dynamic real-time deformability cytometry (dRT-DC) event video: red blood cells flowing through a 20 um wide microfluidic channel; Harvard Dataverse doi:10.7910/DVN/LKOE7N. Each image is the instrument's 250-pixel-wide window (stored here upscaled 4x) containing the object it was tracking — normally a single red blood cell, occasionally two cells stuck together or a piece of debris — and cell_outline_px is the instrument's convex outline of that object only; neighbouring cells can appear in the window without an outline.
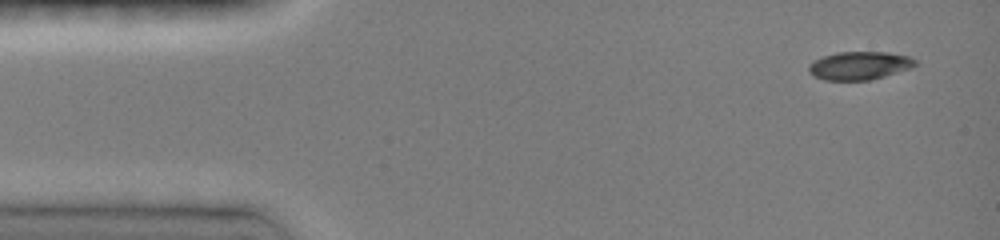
{"species": "common noctule bat (a hibernating species)", "species_latin": "Nyctalus noctula", "temperature_condition": "room temperature", "stored_images_in_passage": 12, "camera_frame_rate_fps": 3000, "um_per_image_px": 0.085, "animal": {"sex": "female", "body_mass_g": 19.0, "forearm_length_mm": 51.5}, "frame": {"image": 1, "passage_image": 1, "time_ms": 0.0, "image_size_px": [1000, 240], "cell_outline_px": [[916, 64], [912, 68], [872, 80], [824, 80], [812, 76], [808, 72], [808, 64], [824, 56], [836, 52], [888, 52], [908, 56], [916, 60]], "centroid_in_image_um": [73.04, 5.58], "position_along_channel_um": 12.0, "area_um2": 17.63}}
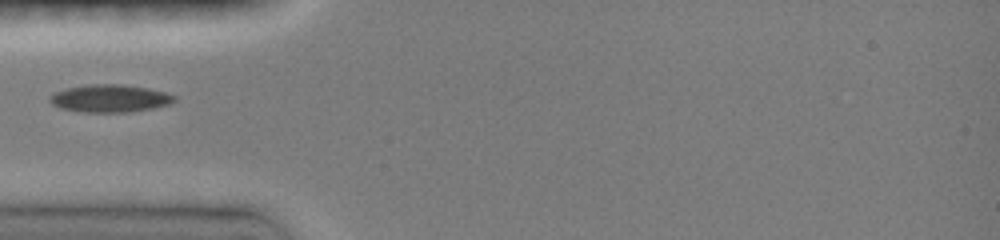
{"frame": {"image": 2, "passage_image": 6, "time_ms": 4.0, "image_size_px": [1000, 240], "cell_outline_px": [[176, 100], [168, 104], [152, 108], [128, 112], [84, 112], [60, 108], [52, 104], [48, 100], [48, 96], [56, 92], [68, 88], [92, 84], [120, 84], [148, 88], [164, 92], [176, 96]], "centroid_in_image_um": [9.32, 8.36], "position_along_channel_um": 75.7, "area_um2": 19.88}}
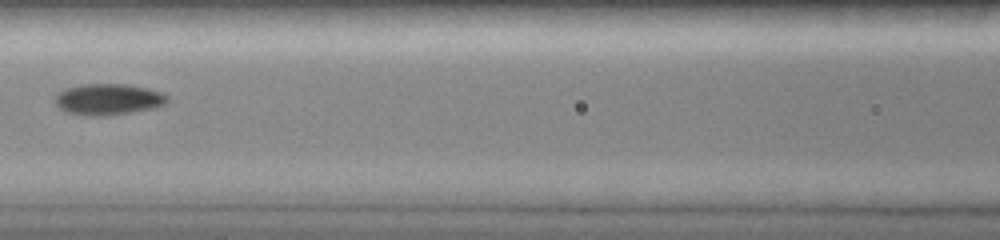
{"frame": {"image": 3, "passage_image": 9, "time_ms": 6.0, "image_size_px": [1000, 240], "cell_outline_px": [[168, 100], [164, 104], [156, 108], [108, 116], [84, 116], [64, 112], [52, 100], [56, 92], [64, 88], [80, 84], [128, 84], [148, 88], [160, 92], [168, 96]], "centroid_in_image_um": [9.13, 8.45], "position_along_channel_um": 157.5, "area_um2": 20.98}}